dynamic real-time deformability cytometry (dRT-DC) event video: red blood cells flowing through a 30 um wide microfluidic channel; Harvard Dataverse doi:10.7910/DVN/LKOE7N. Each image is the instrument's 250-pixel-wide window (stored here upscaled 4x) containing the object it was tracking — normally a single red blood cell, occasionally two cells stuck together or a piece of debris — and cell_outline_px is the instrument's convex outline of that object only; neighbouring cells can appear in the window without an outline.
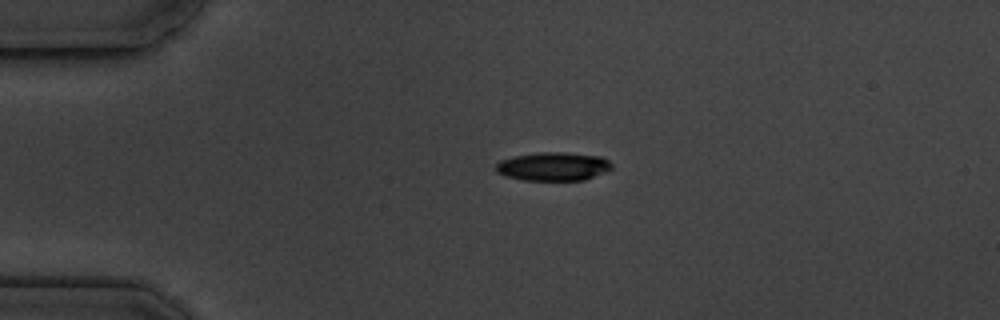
{"species": "common noctule bat (a hibernating species)", "species_latin": "Nyctalus noctula", "temperature_condition": "cold", "stored_images_in_passage": 4, "camera_frame_rate_fps": 3000, "um_per_image_px": 0.085, "animal": {"sex": "male", "body_mass_g": 19.5, "forearm_length_mm": 54.6}, "frame": {"image": 1, "passage_image": 4, "time_ms": 4.333, "image_size_px": [1000, 320], "cell_outline_px": [[612, 168], [604, 172], [584, 180], [524, 180], [504, 176], [496, 172], [496, 164], [500, 160], [516, 156], [540, 152], [564, 152], [600, 156], [608, 160], [612, 164]], "centroid_in_image_um": [47.01, 14.15], "position_along_channel_um": 38.0, "area_um2": 19.19}}